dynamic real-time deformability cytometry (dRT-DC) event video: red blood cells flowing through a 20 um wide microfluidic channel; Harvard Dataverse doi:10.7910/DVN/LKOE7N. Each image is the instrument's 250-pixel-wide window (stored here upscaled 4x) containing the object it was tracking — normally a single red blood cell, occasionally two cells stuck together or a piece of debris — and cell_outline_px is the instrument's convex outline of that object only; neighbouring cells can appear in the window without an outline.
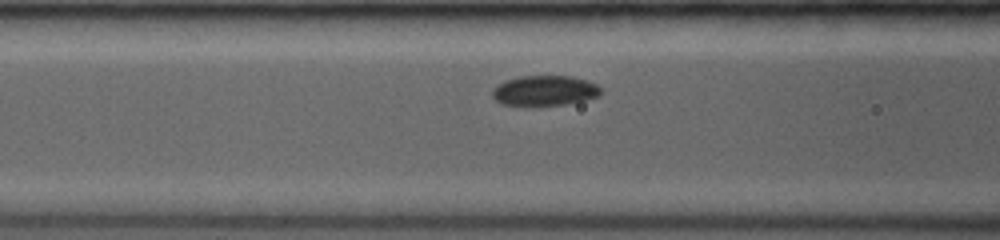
{"species": "common noctule bat (a hibernating species)", "species_latin": "Nyctalus noctula", "temperature_condition": "room temperature", "stored_images_in_passage": 16, "camera_frame_rate_fps": 3500, "um_per_image_px": 0.085, "animal": {"sex": "female", "body_mass_g": 19.0, "forearm_length_mm": 53.3}, "frame": {"image": 1, "passage_image": 10, "time_ms": 1.143, "image_size_px": [1000, 240], "cell_outline_px": [[600, 96], [584, 100], [564, 104], [500, 104], [492, 96], [492, 88], [496, 84], [504, 80], [520, 76], [572, 76], [588, 80], [596, 84], [600, 88]], "centroid_in_image_um": [46.28, 7.67], "position_along_channel_um": 120.3, "area_um2": 18.9}}